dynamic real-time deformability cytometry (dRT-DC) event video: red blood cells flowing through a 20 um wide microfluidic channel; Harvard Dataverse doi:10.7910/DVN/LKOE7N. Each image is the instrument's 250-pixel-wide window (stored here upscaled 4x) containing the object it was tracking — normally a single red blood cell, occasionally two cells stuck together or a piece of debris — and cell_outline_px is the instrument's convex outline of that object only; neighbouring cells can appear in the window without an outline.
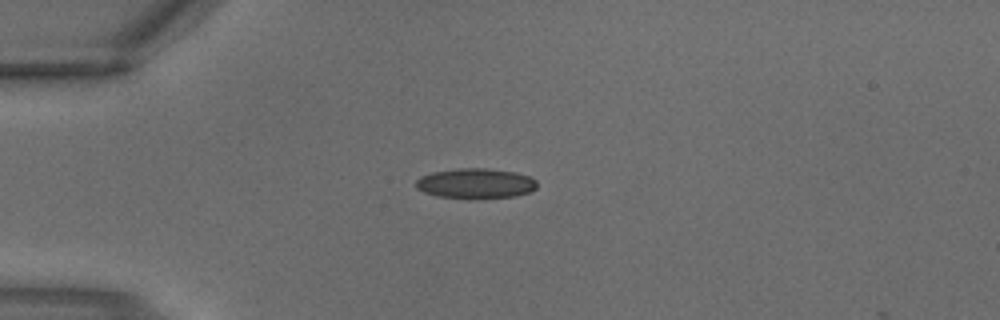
{"species": "common noctule bat (a hibernating species)", "species_latin": "Nyctalus noctula", "temperature_condition": "warm", "stored_images_in_passage": 1, "camera_frame_rate_fps": 3000, "um_per_image_px": 0.085, "animal": {"sex": "male", "body_mass_g": 18.8}, "frame": {"image": 1, "passage_image": 1, "time_ms": 0.0, "image_size_px": [1000, 320], "cell_outline_px": [[536, 188], [532, 192], [516, 196], [476, 200], [436, 196], [424, 192], [416, 188], [416, 180], [420, 176], [432, 172], [456, 168], [488, 168], [516, 172], [528, 176], [536, 180]], "centroid_in_image_um": [40.43, 15.61], "position_along_channel_um": 44.6, "area_um2": 21.85}}